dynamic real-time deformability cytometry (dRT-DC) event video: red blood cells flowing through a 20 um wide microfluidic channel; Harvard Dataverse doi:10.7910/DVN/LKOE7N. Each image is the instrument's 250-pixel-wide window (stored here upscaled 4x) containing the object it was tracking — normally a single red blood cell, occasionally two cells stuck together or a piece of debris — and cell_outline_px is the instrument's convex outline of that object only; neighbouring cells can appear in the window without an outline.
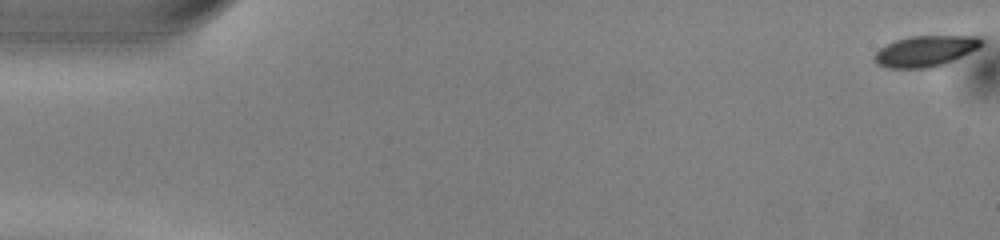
{"species": "common noctule bat (a hibernating species)", "species_latin": "Nyctalus noctula", "temperature_condition": "warm", "stored_images_in_passage": 52, "camera_frame_rate_fps": 3000, "um_per_image_px": 0.085, "animal": {"sex": "male", "body_mass_g": 13.0, "forearm_length_mm": 53.1}, "frame": {"image": 1, "passage_image": 1, "time_ms": 0.0, "image_size_px": [1000, 240], "cell_outline_px": [[984, 44], [980, 48], [944, 64], [932, 68], [888, 68], [876, 64], [876, 52], [880, 48], [896, 40], [908, 36], [980, 36], [984, 40]], "centroid_in_image_um": [78.72, 4.34], "position_along_channel_um": 6.3, "area_um2": 19.31}}
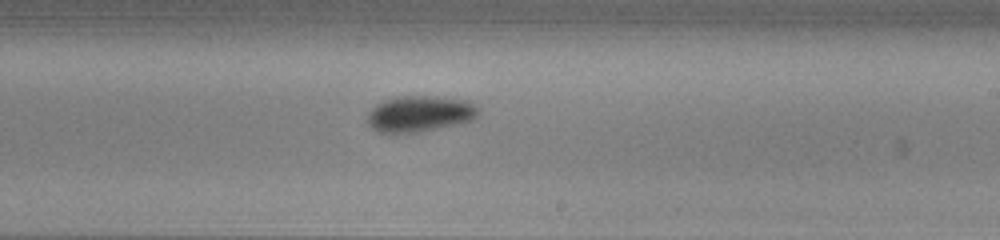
{"frame": {"image": 2, "passage_image": 31, "time_ms": 10.0, "image_size_px": [1000, 240], "cell_outline_px": [[480, 112], [472, 120], [456, 124], [404, 136], [388, 136], [376, 132], [368, 124], [368, 112], [376, 104], [384, 100], [396, 96], [428, 96], [468, 100], [480, 108]], "centroid_in_image_um": [35.61, 9.72], "position_along_channel_um": 253.4, "area_um2": 24.22}}
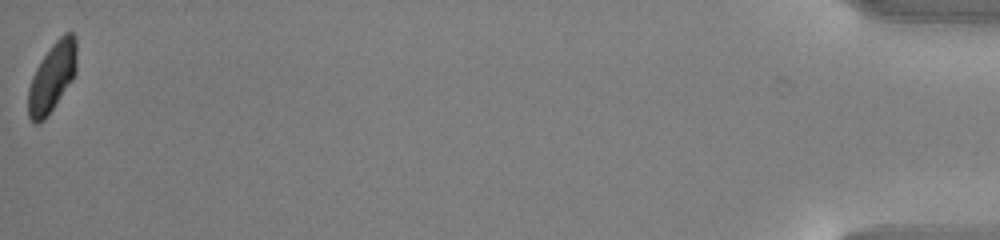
{"frame": {"image": 3, "passage_image": 52, "time_ms": 17.0, "image_size_px": [1000, 240], "cell_outline_px": [[76, 72], [72, 80], [48, 116], [44, 120], [36, 124], [28, 116], [28, 88], [32, 76], [36, 68], [52, 44], [64, 32], [72, 32], [76, 36]], "centroid_in_image_um": [4.43, 6.56], "position_along_channel_um": 430.8, "area_um2": 19.54}, "authors_computed_cell_mechanics": {"area_um2": 21.2126, "velocity_mm_per_s": 4.0051, "shape_relaxation_time_tau1_ms": 2.9775, "shape_relaxation_time_tau2_ms": 5.2427, "deformation_change_tau1": 0.1174, "deformation_change_tau2": 0.0754}}